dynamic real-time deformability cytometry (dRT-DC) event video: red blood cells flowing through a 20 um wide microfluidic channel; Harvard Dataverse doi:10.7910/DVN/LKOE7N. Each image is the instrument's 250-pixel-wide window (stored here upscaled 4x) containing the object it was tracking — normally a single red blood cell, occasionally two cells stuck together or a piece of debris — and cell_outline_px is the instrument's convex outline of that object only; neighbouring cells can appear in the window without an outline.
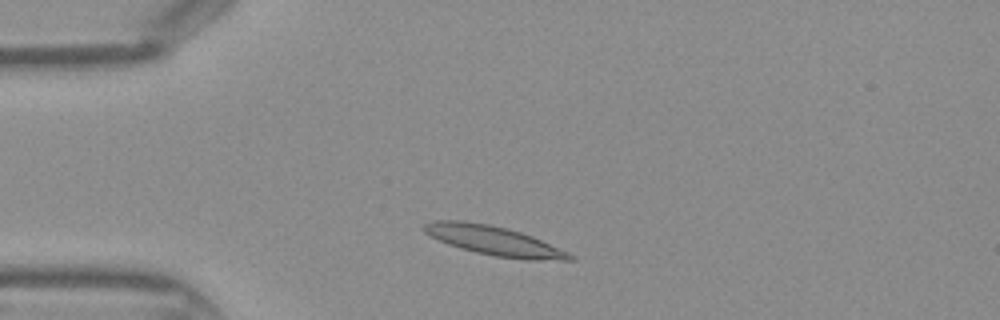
{"species": "Egyptian fruit bat (a non-hibernating species)", "species_latin": "Rousettus aegyptiacus", "temperature_condition": "warm", "stored_images_in_passage": 32, "camera_frame_rate_fps": 3000, "um_per_image_px": 0.085, "frame": {"image": 1, "passage_image": 5, "time_ms": 1.333, "image_size_px": [1000, 320], "cell_outline_px": [[576, 260], [524, 260], [496, 256], [476, 252], [460, 248], [448, 244], [424, 232], [420, 228], [424, 224], [432, 220], [464, 220], [488, 224], [520, 232], [532, 236], [568, 252], [576, 256]], "centroid_in_image_um": [41.98, 20.46], "position_along_channel_um": 43.0, "area_um2": 24.85}}
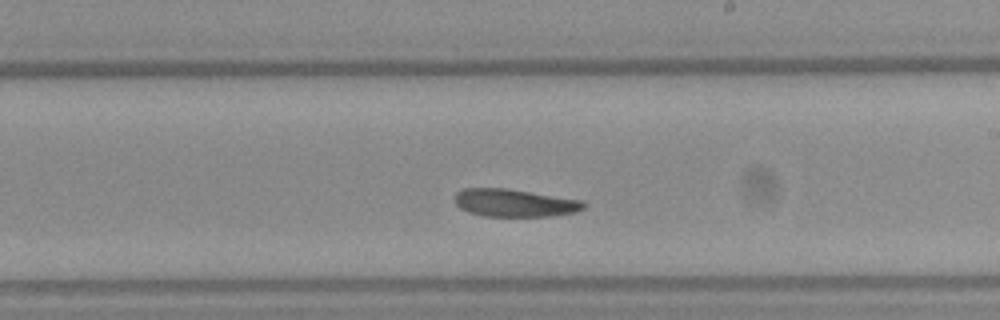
{"frame": {"image": 2, "passage_image": 20, "time_ms": 6.333, "image_size_px": [1000, 320], "cell_outline_px": [[588, 204], [584, 208], [576, 212], [548, 216], [484, 216], [468, 212], [460, 208], [456, 204], [456, 192], [464, 188], [508, 188], [580, 200]], "centroid_in_image_um": [43.73, 17.24], "position_along_channel_um": 245.3, "area_um2": 20.75}}
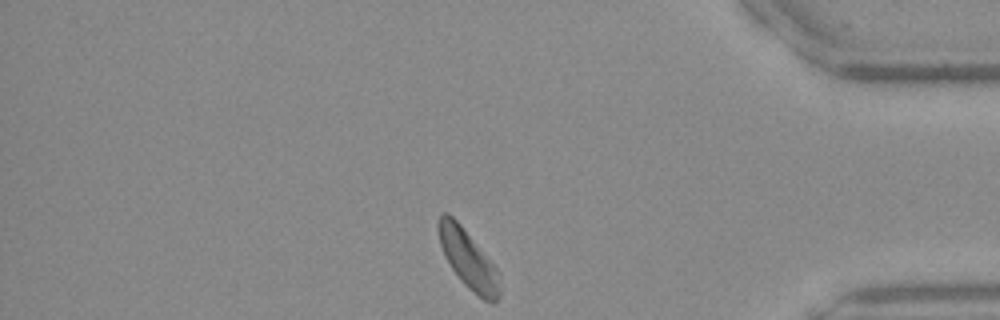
{"frame": {"image": 3, "passage_image": 32, "time_ms": 10.333, "image_size_px": [1000, 320], "cell_outline_px": [[500, 296], [492, 304], [484, 300], [472, 292], [460, 280], [452, 268], [440, 244], [436, 224], [440, 212], [448, 212], [460, 224], [500, 272]], "centroid_in_image_um": [39.8, 22.04], "position_along_channel_um": 395.4, "area_um2": 20.92}}